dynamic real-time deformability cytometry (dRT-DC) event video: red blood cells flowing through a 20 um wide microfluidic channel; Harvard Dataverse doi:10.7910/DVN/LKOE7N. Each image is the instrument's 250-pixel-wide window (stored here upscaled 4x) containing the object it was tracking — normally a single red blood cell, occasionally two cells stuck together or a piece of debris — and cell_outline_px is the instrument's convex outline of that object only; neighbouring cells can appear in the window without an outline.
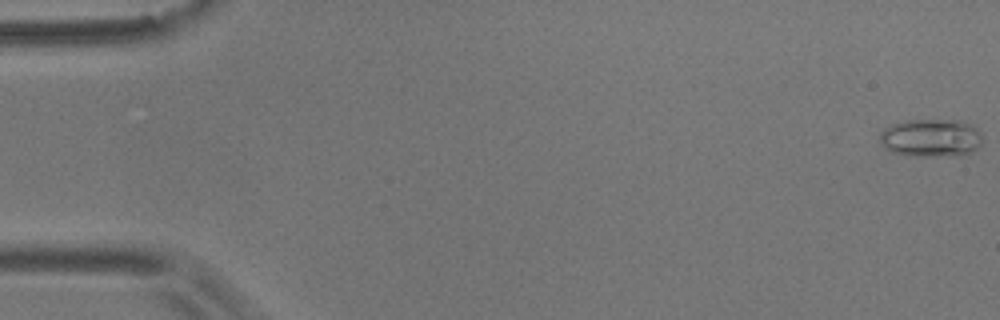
{"species": "common noctule bat (a hibernating species)", "species_latin": "Nyctalus noctula", "temperature_condition": "room temperature", "stored_images_in_passage": 11, "camera_frame_rate_fps": 3000, "um_per_image_px": 0.085, "animal": {"sex": "male", "body_mass_g": 17.9}, "frame": {"image": 1, "passage_image": 1, "time_ms": 0.0, "image_size_px": [1000, 320], "cell_outline_px": [[980, 144], [972, 152], [964, 156], [908, 156], [892, 152], [884, 148], [880, 140], [880, 132], [884, 128], [892, 124], [904, 120], [960, 120], [972, 124], [980, 132]], "centroid_in_image_um": [79.12, 11.73], "position_along_channel_um": 5.9, "area_um2": 23.06}}